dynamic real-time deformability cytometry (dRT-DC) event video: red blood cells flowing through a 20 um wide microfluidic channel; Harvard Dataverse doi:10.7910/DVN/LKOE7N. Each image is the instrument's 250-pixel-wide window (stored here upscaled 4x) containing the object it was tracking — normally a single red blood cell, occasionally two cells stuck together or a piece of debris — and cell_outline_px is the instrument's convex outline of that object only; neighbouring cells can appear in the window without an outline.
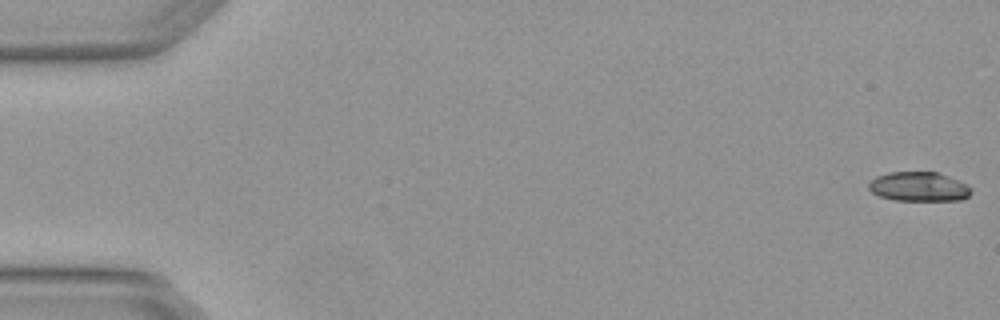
{"species": "Egyptian fruit bat (a non-hibernating species)", "species_latin": "Rousettus aegyptiacus", "temperature_condition": "warm", "stored_images_in_passage": 5, "camera_frame_rate_fps": 3000, "um_per_image_px": 0.085, "animal": {"sex": "female"}, "frame": {"image": 1, "passage_image": 1, "time_ms": 0.0, "image_size_px": [1000, 320], "cell_outline_px": [[972, 192], [968, 196], [960, 200], [896, 200], [880, 196], [872, 192], [868, 188], [868, 184], [876, 176], [888, 172], [936, 172], [948, 176], [968, 184], [972, 188]], "centroid_in_image_um": [78.12, 15.86], "position_along_channel_um": 6.9, "area_um2": 17.51}}
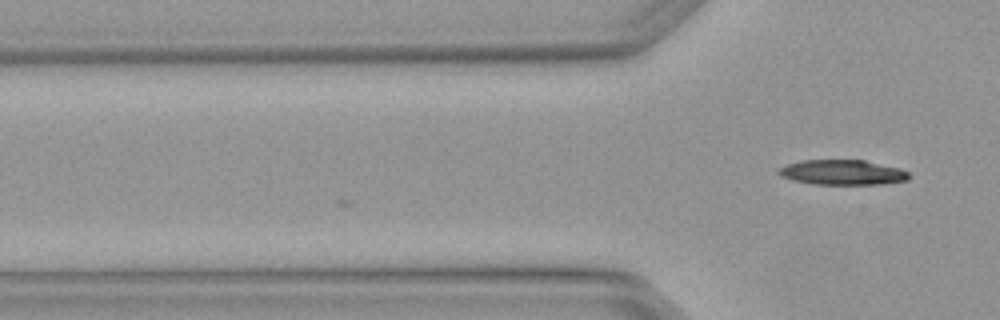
{"frame": {"image": 2, "passage_image": 5, "time_ms": 1.333, "image_size_px": [1000, 320], "cell_outline_px": [[908, 180], [884, 184], [816, 184], [792, 180], [780, 176], [776, 172], [776, 168], [784, 164], [800, 160], [864, 160], [900, 168], [908, 172]], "centroid_in_image_um": [71.54, 14.64], "position_along_channel_um": 54.3, "area_um2": 19.19}}